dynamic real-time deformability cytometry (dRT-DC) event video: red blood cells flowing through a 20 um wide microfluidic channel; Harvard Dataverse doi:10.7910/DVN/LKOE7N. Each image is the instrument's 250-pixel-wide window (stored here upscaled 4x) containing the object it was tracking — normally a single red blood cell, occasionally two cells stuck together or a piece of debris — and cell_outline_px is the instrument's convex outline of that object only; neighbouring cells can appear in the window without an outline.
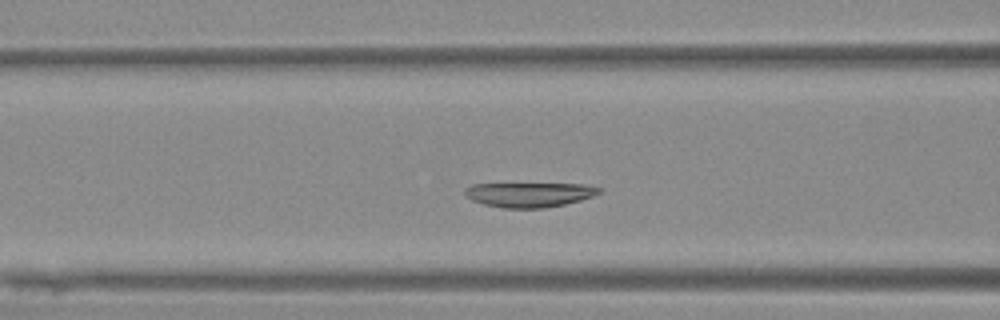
{"species": "Egyptian fruit bat (a non-hibernating species)", "species_latin": "Rousettus aegyptiacus", "temperature_condition": "warm", "stored_images_in_passage": 6, "camera_frame_rate_fps": 3000, "um_per_image_px": 0.085, "animal": {"sex": "female"}, "frame": {"image": 1, "passage_image": 6, "time_ms": 7.333, "image_size_px": [1000, 320], "cell_outline_px": [[604, 188], [600, 192], [592, 196], [580, 200], [564, 204], [544, 208], [500, 208], [484, 204], [472, 200], [464, 196], [464, 188], [472, 184], [580, 184]], "centroid_in_image_um": [44.95, 16.54], "position_along_channel_um": 121.7, "area_um2": 19.31}}